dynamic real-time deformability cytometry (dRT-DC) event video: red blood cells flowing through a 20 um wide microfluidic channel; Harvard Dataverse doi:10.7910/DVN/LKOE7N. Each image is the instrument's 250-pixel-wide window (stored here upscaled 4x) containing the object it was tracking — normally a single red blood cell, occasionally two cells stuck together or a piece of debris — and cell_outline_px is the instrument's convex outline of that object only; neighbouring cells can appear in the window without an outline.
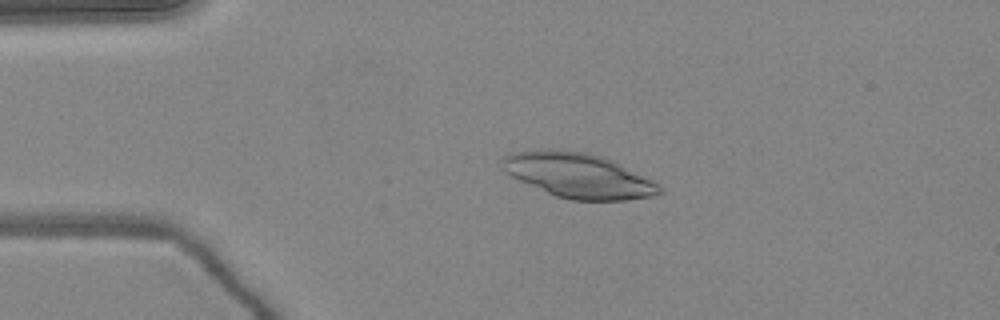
{"species": "common noctule bat (a hibernating species)", "species_latin": "Nyctalus noctula", "temperature_condition": "warm", "stored_images_in_passage": 49, "camera_frame_rate_fps": 3000, "um_per_image_px": 0.085, "animal": {"sex": "female", "body_mass_g": 24.6, "forearm_length_mm": 56.2}, "frame": {"image": 1, "passage_image": 11, "time_ms": 3.333, "image_size_px": [1000, 320], "cell_outline_px": [[664, 192], [652, 196], [628, 200], [572, 200], [556, 196], [520, 180], [504, 172], [500, 168], [500, 156], [512, 152], [540, 148], [548, 148], [588, 152], [612, 160], [652, 180]], "centroid_in_image_um": [49.08, 14.88], "position_along_channel_um": 35.9, "area_um2": 41.21}}